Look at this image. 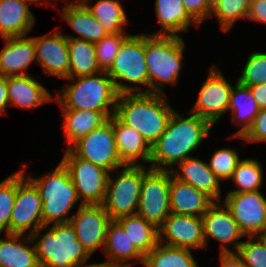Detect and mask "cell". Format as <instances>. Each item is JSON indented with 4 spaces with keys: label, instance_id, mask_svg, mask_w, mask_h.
Here are the masks:
<instances>
[{
    "label": "cell",
    "instance_id": "cell-27",
    "mask_svg": "<svg viewBox=\"0 0 266 267\" xmlns=\"http://www.w3.org/2000/svg\"><path fill=\"white\" fill-rule=\"evenodd\" d=\"M4 234L5 239L0 238V267H40L31 236Z\"/></svg>",
    "mask_w": 266,
    "mask_h": 267
},
{
    "label": "cell",
    "instance_id": "cell-6",
    "mask_svg": "<svg viewBox=\"0 0 266 267\" xmlns=\"http://www.w3.org/2000/svg\"><path fill=\"white\" fill-rule=\"evenodd\" d=\"M42 177L25 176L36 186L42 200L43 226L69 223L68 216L76 203L81 201L69 171L59 162Z\"/></svg>",
    "mask_w": 266,
    "mask_h": 267
},
{
    "label": "cell",
    "instance_id": "cell-49",
    "mask_svg": "<svg viewBox=\"0 0 266 267\" xmlns=\"http://www.w3.org/2000/svg\"><path fill=\"white\" fill-rule=\"evenodd\" d=\"M29 3H36V4H42L44 1L43 0H28Z\"/></svg>",
    "mask_w": 266,
    "mask_h": 267
},
{
    "label": "cell",
    "instance_id": "cell-16",
    "mask_svg": "<svg viewBox=\"0 0 266 267\" xmlns=\"http://www.w3.org/2000/svg\"><path fill=\"white\" fill-rule=\"evenodd\" d=\"M221 203L224 206L220 204V201H214L202 216L206 249L208 240L213 238L221 243L220 253L237 252L243 242L238 239L246 236L233 218L229 208L222 201ZM229 245H232L233 250L228 248Z\"/></svg>",
    "mask_w": 266,
    "mask_h": 267
},
{
    "label": "cell",
    "instance_id": "cell-3",
    "mask_svg": "<svg viewBox=\"0 0 266 267\" xmlns=\"http://www.w3.org/2000/svg\"><path fill=\"white\" fill-rule=\"evenodd\" d=\"M48 226L40 227L31 235L40 267H76L88 263L91 256L77 239L70 222ZM46 228L49 230L42 235Z\"/></svg>",
    "mask_w": 266,
    "mask_h": 267
},
{
    "label": "cell",
    "instance_id": "cell-44",
    "mask_svg": "<svg viewBox=\"0 0 266 267\" xmlns=\"http://www.w3.org/2000/svg\"><path fill=\"white\" fill-rule=\"evenodd\" d=\"M247 20L266 24V0H250Z\"/></svg>",
    "mask_w": 266,
    "mask_h": 267
},
{
    "label": "cell",
    "instance_id": "cell-21",
    "mask_svg": "<svg viewBox=\"0 0 266 267\" xmlns=\"http://www.w3.org/2000/svg\"><path fill=\"white\" fill-rule=\"evenodd\" d=\"M103 253L106 255L104 263L108 267H131L135 264L133 261L129 262L131 259L141 264L144 259V255L116 220H111L107 227Z\"/></svg>",
    "mask_w": 266,
    "mask_h": 267
},
{
    "label": "cell",
    "instance_id": "cell-22",
    "mask_svg": "<svg viewBox=\"0 0 266 267\" xmlns=\"http://www.w3.org/2000/svg\"><path fill=\"white\" fill-rule=\"evenodd\" d=\"M9 106L32 110L54 101V96L29 75L7 77Z\"/></svg>",
    "mask_w": 266,
    "mask_h": 267
},
{
    "label": "cell",
    "instance_id": "cell-32",
    "mask_svg": "<svg viewBox=\"0 0 266 267\" xmlns=\"http://www.w3.org/2000/svg\"><path fill=\"white\" fill-rule=\"evenodd\" d=\"M116 221L143 255L149 253L159 243L158 228L143 217L134 214L120 217Z\"/></svg>",
    "mask_w": 266,
    "mask_h": 267
},
{
    "label": "cell",
    "instance_id": "cell-40",
    "mask_svg": "<svg viewBox=\"0 0 266 267\" xmlns=\"http://www.w3.org/2000/svg\"><path fill=\"white\" fill-rule=\"evenodd\" d=\"M237 81L248 87L266 83V53L255 51L249 54Z\"/></svg>",
    "mask_w": 266,
    "mask_h": 267
},
{
    "label": "cell",
    "instance_id": "cell-31",
    "mask_svg": "<svg viewBox=\"0 0 266 267\" xmlns=\"http://www.w3.org/2000/svg\"><path fill=\"white\" fill-rule=\"evenodd\" d=\"M69 78L94 75L101 72L95 53V44L77 38H68Z\"/></svg>",
    "mask_w": 266,
    "mask_h": 267
},
{
    "label": "cell",
    "instance_id": "cell-42",
    "mask_svg": "<svg viewBox=\"0 0 266 267\" xmlns=\"http://www.w3.org/2000/svg\"><path fill=\"white\" fill-rule=\"evenodd\" d=\"M230 138H241L245 142H264L266 141V109H260L258 115L254 118L252 126L243 137L231 136Z\"/></svg>",
    "mask_w": 266,
    "mask_h": 267
},
{
    "label": "cell",
    "instance_id": "cell-15",
    "mask_svg": "<svg viewBox=\"0 0 266 267\" xmlns=\"http://www.w3.org/2000/svg\"><path fill=\"white\" fill-rule=\"evenodd\" d=\"M111 221L102 204L78 206L70 224L74 227L77 239L90 256L100 249L103 251L107 227Z\"/></svg>",
    "mask_w": 266,
    "mask_h": 267
},
{
    "label": "cell",
    "instance_id": "cell-51",
    "mask_svg": "<svg viewBox=\"0 0 266 267\" xmlns=\"http://www.w3.org/2000/svg\"><path fill=\"white\" fill-rule=\"evenodd\" d=\"M68 0H65L64 2H66ZM72 1H81L82 3H88L90 2L91 0H72Z\"/></svg>",
    "mask_w": 266,
    "mask_h": 267
},
{
    "label": "cell",
    "instance_id": "cell-9",
    "mask_svg": "<svg viewBox=\"0 0 266 267\" xmlns=\"http://www.w3.org/2000/svg\"><path fill=\"white\" fill-rule=\"evenodd\" d=\"M75 156L90 161L108 172L125 165L117 152L113 115L101 126L78 139L68 148Z\"/></svg>",
    "mask_w": 266,
    "mask_h": 267
},
{
    "label": "cell",
    "instance_id": "cell-14",
    "mask_svg": "<svg viewBox=\"0 0 266 267\" xmlns=\"http://www.w3.org/2000/svg\"><path fill=\"white\" fill-rule=\"evenodd\" d=\"M245 236L266 232V198L260 190L227 194L222 201Z\"/></svg>",
    "mask_w": 266,
    "mask_h": 267
},
{
    "label": "cell",
    "instance_id": "cell-36",
    "mask_svg": "<svg viewBox=\"0 0 266 267\" xmlns=\"http://www.w3.org/2000/svg\"><path fill=\"white\" fill-rule=\"evenodd\" d=\"M250 0H212L210 18L215 16L220 29L228 32L238 19H247Z\"/></svg>",
    "mask_w": 266,
    "mask_h": 267
},
{
    "label": "cell",
    "instance_id": "cell-10",
    "mask_svg": "<svg viewBox=\"0 0 266 267\" xmlns=\"http://www.w3.org/2000/svg\"><path fill=\"white\" fill-rule=\"evenodd\" d=\"M17 171V192L10 218V233L31 236L43 226L42 200L36 186L25 176L27 164Z\"/></svg>",
    "mask_w": 266,
    "mask_h": 267
},
{
    "label": "cell",
    "instance_id": "cell-11",
    "mask_svg": "<svg viewBox=\"0 0 266 267\" xmlns=\"http://www.w3.org/2000/svg\"><path fill=\"white\" fill-rule=\"evenodd\" d=\"M61 163L69 171L79 198L84 204H103L106 195L109 173L90 161L75 156L66 148Z\"/></svg>",
    "mask_w": 266,
    "mask_h": 267
},
{
    "label": "cell",
    "instance_id": "cell-47",
    "mask_svg": "<svg viewBox=\"0 0 266 267\" xmlns=\"http://www.w3.org/2000/svg\"><path fill=\"white\" fill-rule=\"evenodd\" d=\"M8 101L7 77L0 75V115H5Z\"/></svg>",
    "mask_w": 266,
    "mask_h": 267
},
{
    "label": "cell",
    "instance_id": "cell-34",
    "mask_svg": "<svg viewBox=\"0 0 266 267\" xmlns=\"http://www.w3.org/2000/svg\"><path fill=\"white\" fill-rule=\"evenodd\" d=\"M83 4L108 34L126 33L123 27L128 24V17L119 0H98L93 5Z\"/></svg>",
    "mask_w": 266,
    "mask_h": 267
},
{
    "label": "cell",
    "instance_id": "cell-24",
    "mask_svg": "<svg viewBox=\"0 0 266 267\" xmlns=\"http://www.w3.org/2000/svg\"><path fill=\"white\" fill-rule=\"evenodd\" d=\"M170 212L202 217L214 202L192 185L174 178L170 171Z\"/></svg>",
    "mask_w": 266,
    "mask_h": 267
},
{
    "label": "cell",
    "instance_id": "cell-1",
    "mask_svg": "<svg viewBox=\"0 0 266 267\" xmlns=\"http://www.w3.org/2000/svg\"><path fill=\"white\" fill-rule=\"evenodd\" d=\"M213 125L192 113L181 116L176 110L172 113L166 130L151 146L150 169L171 171L174 166L199 148Z\"/></svg>",
    "mask_w": 266,
    "mask_h": 267
},
{
    "label": "cell",
    "instance_id": "cell-38",
    "mask_svg": "<svg viewBox=\"0 0 266 267\" xmlns=\"http://www.w3.org/2000/svg\"><path fill=\"white\" fill-rule=\"evenodd\" d=\"M127 33L108 34L95 43V53L98 67L101 71H108L114 62L122 42L129 36Z\"/></svg>",
    "mask_w": 266,
    "mask_h": 267
},
{
    "label": "cell",
    "instance_id": "cell-18",
    "mask_svg": "<svg viewBox=\"0 0 266 267\" xmlns=\"http://www.w3.org/2000/svg\"><path fill=\"white\" fill-rule=\"evenodd\" d=\"M54 28L52 34L32 37L35 46L36 62L47 75L61 79L69 78L68 38Z\"/></svg>",
    "mask_w": 266,
    "mask_h": 267
},
{
    "label": "cell",
    "instance_id": "cell-43",
    "mask_svg": "<svg viewBox=\"0 0 266 267\" xmlns=\"http://www.w3.org/2000/svg\"><path fill=\"white\" fill-rule=\"evenodd\" d=\"M188 14L201 26L210 19L212 0H182Z\"/></svg>",
    "mask_w": 266,
    "mask_h": 267
},
{
    "label": "cell",
    "instance_id": "cell-30",
    "mask_svg": "<svg viewBox=\"0 0 266 267\" xmlns=\"http://www.w3.org/2000/svg\"><path fill=\"white\" fill-rule=\"evenodd\" d=\"M228 112H231V122L240 126L232 136L243 137L252 126L254 118L260 112L254 97L248 86L240 84L238 81L232 87Z\"/></svg>",
    "mask_w": 266,
    "mask_h": 267
},
{
    "label": "cell",
    "instance_id": "cell-17",
    "mask_svg": "<svg viewBox=\"0 0 266 267\" xmlns=\"http://www.w3.org/2000/svg\"><path fill=\"white\" fill-rule=\"evenodd\" d=\"M158 230L159 242L164 245L206 249L202 217L170 213Z\"/></svg>",
    "mask_w": 266,
    "mask_h": 267
},
{
    "label": "cell",
    "instance_id": "cell-46",
    "mask_svg": "<svg viewBox=\"0 0 266 267\" xmlns=\"http://www.w3.org/2000/svg\"><path fill=\"white\" fill-rule=\"evenodd\" d=\"M249 89L259 108L266 109V83L249 86Z\"/></svg>",
    "mask_w": 266,
    "mask_h": 267
},
{
    "label": "cell",
    "instance_id": "cell-48",
    "mask_svg": "<svg viewBox=\"0 0 266 267\" xmlns=\"http://www.w3.org/2000/svg\"><path fill=\"white\" fill-rule=\"evenodd\" d=\"M76 267H108L104 262H100V263H93V264H88V263H85V264H82V265H78Z\"/></svg>",
    "mask_w": 266,
    "mask_h": 267
},
{
    "label": "cell",
    "instance_id": "cell-35",
    "mask_svg": "<svg viewBox=\"0 0 266 267\" xmlns=\"http://www.w3.org/2000/svg\"><path fill=\"white\" fill-rule=\"evenodd\" d=\"M263 173L262 166L256 159H241L230 178L237 189L230 190L227 194L260 190L263 184Z\"/></svg>",
    "mask_w": 266,
    "mask_h": 267
},
{
    "label": "cell",
    "instance_id": "cell-5",
    "mask_svg": "<svg viewBox=\"0 0 266 267\" xmlns=\"http://www.w3.org/2000/svg\"><path fill=\"white\" fill-rule=\"evenodd\" d=\"M67 86L54 97L61 109L115 112L118 92L106 71L94 75L66 78Z\"/></svg>",
    "mask_w": 266,
    "mask_h": 267
},
{
    "label": "cell",
    "instance_id": "cell-45",
    "mask_svg": "<svg viewBox=\"0 0 266 267\" xmlns=\"http://www.w3.org/2000/svg\"><path fill=\"white\" fill-rule=\"evenodd\" d=\"M220 267H246L237 252L220 253Z\"/></svg>",
    "mask_w": 266,
    "mask_h": 267
},
{
    "label": "cell",
    "instance_id": "cell-20",
    "mask_svg": "<svg viewBox=\"0 0 266 267\" xmlns=\"http://www.w3.org/2000/svg\"><path fill=\"white\" fill-rule=\"evenodd\" d=\"M4 38L5 46L0 52V75H29L28 67L36 60L32 37Z\"/></svg>",
    "mask_w": 266,
    "mask_h": 267
},
{
    "label": "cell",
    "instance_id": "cell-25",
    "mask_svg": "<svg viewBox=\"0 0 266 267\" xmlns=\"http://www.w3.org/2000/svg\"><path fill=\"white\" fill-rule=\"evenodd\" d=\"M28 0H0V35L4 38L26 36L35 24Z\"/></svg>",
    "mask_w": 266,
    "mask_h": 267
},
{
    "label": "cell",
    "instance_id": "cell-7",
    "mask_svg": "<svg viewBox=\"0 0 266 267\" xmlns=\"http://www.w3.org/2000/svg\"><path fill=\"white\" fill-rule=\"evenodd\" d=\"M107 74L113 80L118 94L149 93V77L145 62L144 33L129 35L122 42ZM123 81L129 84H124ZM130 83L135 85L130 86ZM137 84H140V86ZM142 85L147 86V88L141 90Z\"/></svg>",
    "mask_w": 266,
    "mask_h": 267
},
{
    "label": "cell",
    "instance_id": "cell-37",
    "mask_svg": "<svg viewBox=\"0 0 266 267\" xmlns=\"http://www.w3.org/2000/svg\"><path fill=\"white\" fill-rule=\"evenodd\" d=\"M17 192V172L0 182V233H10V218Z\"/></svg>",
    "mask_w": 266,
    "mask_h": 267
},
{
    "label": "cell",
    "instance_id": "cell-33",
    "mask_svg": "<svg viewBox=\"0 0 266 267\" xmlns=\"http://www.w3.org/2000/svg\"><path fill=\"white\" fill-rule=\"evenodd\" d=\"M144 267H198L191 250L158 243L144 255Z\"/></svg>",
    "mask_w": 266,
    "mask_h": 267
},
{
    "label": "cell",
    "instance_id": "cell-19",
    "mask_svg": "<svg viewBox=\"0 0 266 267\" xmlns=\"http://www.w3.org/2000/svg\"><path fill=\"white\" fill-rule=\"evenodd\" d=\"M177 165L179 169L174 167L171 170V174L174 178L192 185L198 191L209 196L213 201H222L221 182L209 168L208 163L199 158L190 157Z\"/></svg>",
    "mask_w": 266,
    "mask_h": 267
},
{
    "label": "cell",
    "instance_id": "cell-4",
    "mask_svg": "<svg viewBox=\"0 0 266 267\" xmlns=\"http://www.w3.org/2000/svg\"><path fill=\"white\" fill-rule=\"evenodd\" d=\"M182 38L175 35L145 34L149 93L164 94L166 84H177L185 51Z\"/></svg>",
    "mask_w": 266,
    "mask_h": 267
},
{
    "label": "cell",
    "instance_id": "cell-50",
    "mask_svg": "<svg viewBox=\"0 0 266 267\" xmlns=\"http://www.w3.org/2000/svg\"><path fill=\"white\" fill-rule=\"evenodd\" d=\"M259 237L265 242V244H266V232L265 233H263V234H261V235H259Z\"/></svg>",
    "mask_w": 266,
    "mask_h": 267
},
{
    "label": "cell",
    "instance_id": "cell-8",
    "mask_svg": "<svg viewBox=\"0 0 266 267\" xmlns=\"http://www.w3.org/2000/svg\"><path fill=\"white\" fill-rule=\"evenodd\" d=\"M121 168L115 178L109 173L102 204L111 220L137 213L143 176L150 170L144 164H125Z\"/></svg>",
    "mask_w": 266,
    "mask_h": 267
},
{
    "label": "cell",
    "instance_id": "cell-26",
    "mask_svg": "<svg viewBox=\"0 0 266 267\" xmlns=\"http://www.w3.org/2000/svg\"><path fill=\"white\" fill-rule=\"evenodd\" d=\"M70 2L66 1L67 5L63 6L59 12L78 36L66 34L67 38L82 39L95 44L108 35L104 27L81 1Z\"/></svg>",
    "mask_w": 266,
    "mask_h": 267
},
{
    "label": "cell",
    "instance_id": "cell-28",
    "mask_svg": "<svg viewBox=\"0 0 266 267\" xmlns=\"http://www.w3.org/2000/svg\"><path fill=\"white\" fill-rule=\"evenodd\" d=\"M67 149L78 139L104 124L115 112L62 109Z\"/></svg>",
    "mask_w": 266,
    "mask_h": 267
},
{
    "label": "cell",
    "instance_id": "cell-2",
    "mask_svg": "<svg viewBox=\"0 0 266 267\" xmlns=\"http://www.w3.org/2000/svg\"><path fill=\"white\" fill-rule=\"evenodd\" d=\"M166 97L154 93L119 94L114 115L152 146L166 130L174 112Z\"/></svg>",
    "mask_w": 266,
    "mask_h": 267
},
{
    "label": "cell",
    "instance_id": "cell-29",
    "mask_svg": "<svg viewBox=\"0 0 266 267\" xmlns=\"http://www.w3.org/2000/svg\"><path fill=\"white\" fill-rule=\"evenodd\" d=\"M155 12L161 29L151 35H175L200 25L188 14L182 0H156ZM193 23V24H192Z\"/></svg>",
    "mask_w": 266,
    "mask_h": 267
},
{
    "label": "cell",
    "instance_id": "cell-13",
    "mask_svg": "<svg viewBox=\"0 0 266 267\" xmlns=\"http://www.w3.org/2000/svg\"><path fill=\"white\" fill-rule=\"evenodd\" d=\"M232 87L219 68L212 65L190 112L214 126L228 112Z\"/></svg>",
    "mask_w": 266,
    "mask_h": 267
},
{
    "label": "cell",
    "instance_id": "cell-39",
    "mask_svg": "<svg viewBox=\"0 0 266 267\" xmlns=\"http://www.w3.org/2000/svg\"><path fill=\"white\" fill-rule=\"evenodd\" d=\"M237 150L232 148H220L213 153L208 162L209 168L219 180H229L237 164L241 160Z\"/></svg>",
    "mask_w": 266,
    "mask_h": 267
},
{
    "label": "cell",
    "instance_id": "cell-12",
    "mask_svg": "<svg viewBox=\"0 0 266 267\" xmlns=\"http://www.w3.org/2000/svg\"><path fill=\"white\" fill-rule=\"evenodd\" d=\"M170 171L150 169L141 184L137 215L159 228L170 212Z\"/></svg>",
    "mask_w": 266,
    "mask_h": 267
},
{
    "label": "cell",
    "instance_id": "cell-23",
    "mask_svg": "<svg viewBox=\"0 0 266 267\" xmlns=\"http://www.w3.org/2000/svg\"><path fill=\"white\" fill-rule=\"evenodd\" d=\"M113 130L117 152L124 164L149 163L151 146L139 132L122 123L115 115H113ZM138 159L143 162L140 163Z\"/></svg>",
    "mask_w": 266,
    "mask_h": 267
},
{
    "label": "cell",
    "instance_id": "cell-41",
    "mask_svg": "<svg viewBox=\"0 0 266 267\" xmlns=\"http://www.w3.org/2000/svg\"><path fill=\"white\" fill-rule=\"evenodd\" d=\"M237 254L246 267H266V244L259 236H247V241L241 243Z\"/></svg>",
    "mask_w": 266,
    "mask_h": 267
}]
</instances>
